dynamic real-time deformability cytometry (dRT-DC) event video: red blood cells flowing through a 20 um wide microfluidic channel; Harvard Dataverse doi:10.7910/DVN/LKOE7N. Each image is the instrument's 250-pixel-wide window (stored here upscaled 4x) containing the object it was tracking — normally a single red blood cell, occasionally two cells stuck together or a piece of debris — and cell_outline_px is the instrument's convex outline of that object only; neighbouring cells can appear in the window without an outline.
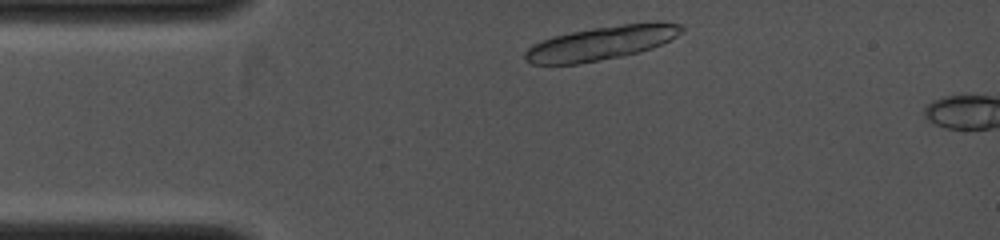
{"species": "common noctule bat (a hibernating species)", "species_latin": "Nyctalus noctula", "temperature_condition": "cold", "stored_images_in_passage": 2, "camera_frame_rate_fps": 4000, "um_per_image_px": 0.085, "animal": {"sex": "female", "body_mass_g": 19.0, "forearm_length_mm": 53.3}, "frame": {"image": 1, "passage_image": 1, "time_ms": 0.0, "image_size_px": [1000, 240], "cell_outline_px": [[684, 28], [676, 36], [652, 48], [640, 52], [624, 56], [580, 64], [532, 64], [524, 60], [524, 52], [532, 44], [556, 36], [572, 32], [592, 28], [656, 20], [680, 24]], "centroid_in_image_um": [51.12, 3.66], "position_along_channel_um": 33.9, "area_um2": 30.92}}